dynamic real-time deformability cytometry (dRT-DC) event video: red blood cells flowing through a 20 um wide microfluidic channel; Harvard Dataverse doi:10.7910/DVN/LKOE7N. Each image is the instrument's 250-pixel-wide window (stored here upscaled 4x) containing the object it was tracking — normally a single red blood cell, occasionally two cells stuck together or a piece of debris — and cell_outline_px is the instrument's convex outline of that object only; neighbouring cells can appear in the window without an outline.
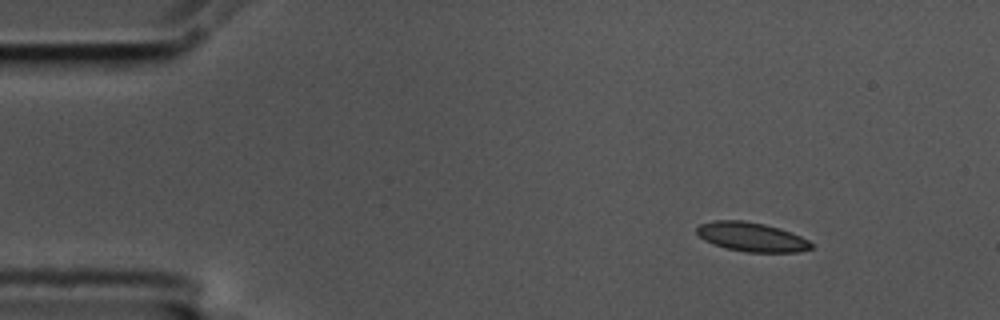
{"species": "common noctule bat (a hibernating species)", "species_latin": "Nyctalus noctula", "temperature_condition": "cold", "stored_images_in_passage": 10, "camera_frame_rate_fps": 3000, "um_per_image_px": 0.085, "animal": {"sex": "male", "body_mass_g": 17.5, "forearm_length_mm": 52.3}, "frame": {"image": 1, "passage_image": 6, "time_ms": 1.667, "image_size_px": [1000, 320], "cell_outline_px": [[812, 248], [796, 252], [748, 252], [724, 248], [704, 240], [696, 232], [696, 228], [700, 224], [716, 220], [744, 220], [764, 224], [780, 228], [800, 236], [808, 240], [812, 244]], "centroid_in_image_um": [63.86, 20.13], "position_along_channel_um": 21.1, "area_um2": 19.36}}